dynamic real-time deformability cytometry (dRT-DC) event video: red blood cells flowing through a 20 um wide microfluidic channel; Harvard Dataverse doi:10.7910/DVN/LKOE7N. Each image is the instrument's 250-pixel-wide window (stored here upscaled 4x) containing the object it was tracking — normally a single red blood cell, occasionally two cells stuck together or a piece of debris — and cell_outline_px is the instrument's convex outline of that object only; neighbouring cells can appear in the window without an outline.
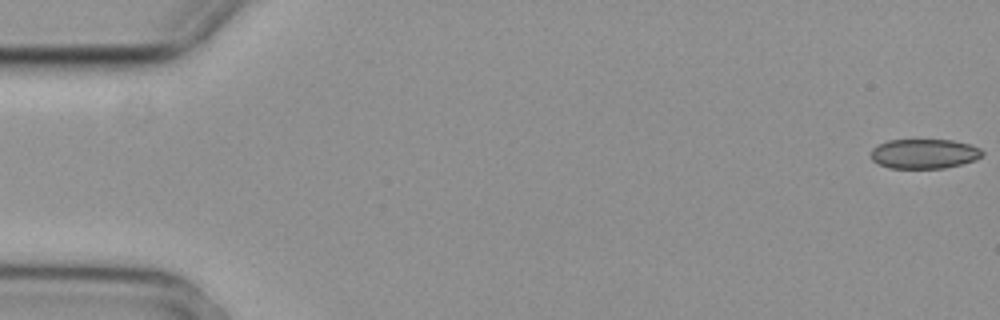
{"species": "common noctule bat (a hibernating species)", "species_latin": "Nyctalus noctula", "temperature_condition": "cold", "stored_images_in_passage": 5, "segment_of_instrument_passage": [2, 2], "camera_frame_rate_fps": 3000, "um_per_image_px": 0.085, "animal": {"sex": "female", "body_mass_g": 29.2, "forearm_length_mm": 56.3}, "frame": {"image": 1, "passage_image": 5, "time_ms": 1.333, "image_size_px": [1000, 320], "cell_outline_px": [[984, 152], [976, 160], [944, 168], [888, 168], [872, 160], [872, 148], [888, 140], [952, 140], [968, 144], [980, 148]], "centroid_in_image_um": [78.56, 13.07], "position_along_channel_um": 6.4, "area_um2": 19.07}}